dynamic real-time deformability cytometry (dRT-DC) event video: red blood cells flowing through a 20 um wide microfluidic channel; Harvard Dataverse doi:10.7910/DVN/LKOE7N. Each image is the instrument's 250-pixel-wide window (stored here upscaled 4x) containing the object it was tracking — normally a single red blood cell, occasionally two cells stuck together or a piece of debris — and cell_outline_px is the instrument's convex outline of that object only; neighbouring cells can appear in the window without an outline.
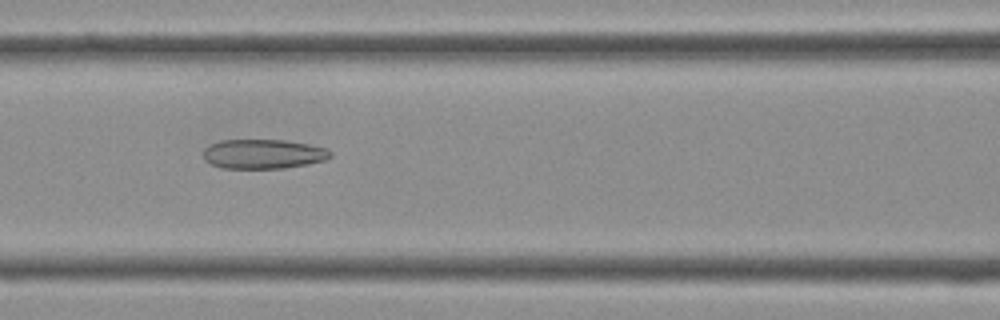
{"species": "Egyptian fruit bat (a non-hibernating species)", "species_latin": "Rousettus aegyptiacus", "temperature_condition": "cold", "stored_images_in_passage": 33, "camera_frame_rate_fps": 3000, "um_per_image_px": 0.085, "frame": {"image": 1, "passage_image": 9, "time_ms": 2.667, "image_size_px": [1000, 320], "cell_outline_px": [[332, 156], [324, 160], [308, 164], [284, 168], [224, 168], [212, 164], [204, 160], [204, 148], [208, 144], [220, 140], [284, 140], [308, 144], [328, 148], [332, 152]], "centroid_in_image_um": [22.38, 13.08], "position_along_channel_um": 144.2, "area_um2": 21.91}}
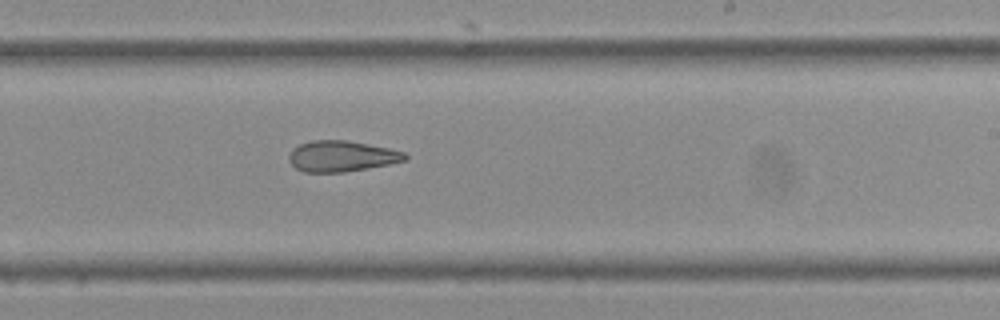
{"frame": {"image": 2, "passage_image": 16, "time_ms": 5.0, "image_size_px": [1000, 320], "cell_outline_px": [[408, 160], [368, 168], [344, 172], [304, 172], [296, 168], [288, 160], [288, 156], [292, 148], [300, 144], [312, 140], [348, 140], [388, 148], [404, 152], [408, 156]], "centroid_in_image_um": [29.02, 13.27], "position_along_channel_um": 260.0, "area_um2": 20.92}}
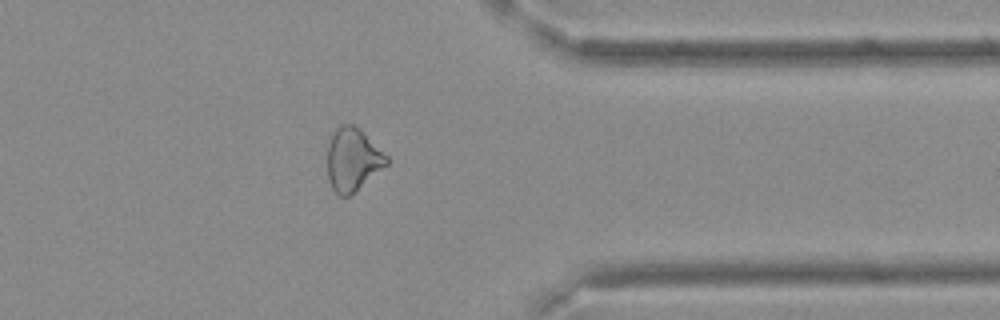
{"frame": {"image": 3, "passage_image": 24, "time_ms": 7.667, "image_size_px": [1000, 320], "cell_outline_px": [[388, 164], [348, 196], [340, 196], [332, 188], [328, 180], [328, 144], [336, 128], [340, 124], [352, 124], [360, 128], [388, 156]], "centroid_in_image_um": [29.98, 13.53], "position_along_channel_um": 381.4, "area_um2": 21.5}}